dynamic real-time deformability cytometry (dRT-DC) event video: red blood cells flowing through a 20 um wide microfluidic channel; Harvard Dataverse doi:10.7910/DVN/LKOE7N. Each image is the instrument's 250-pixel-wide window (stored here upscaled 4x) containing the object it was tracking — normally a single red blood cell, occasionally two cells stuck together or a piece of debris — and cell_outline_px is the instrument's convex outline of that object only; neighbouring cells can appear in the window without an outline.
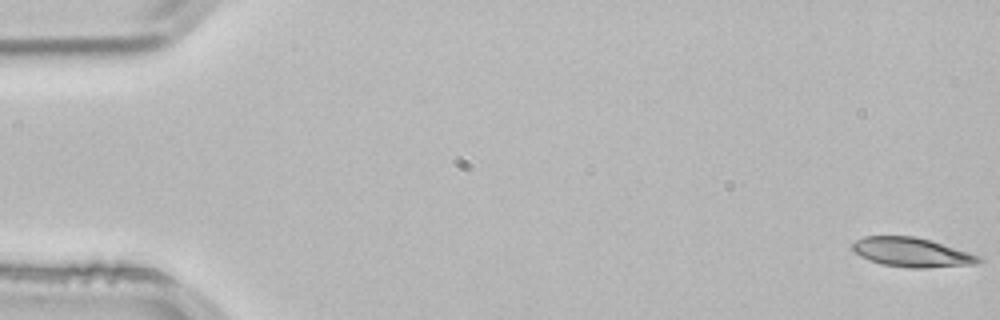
{"species": "common noctule bat (a hibernating species)", "species_latin": "Nyctalus noctula", "temperature_condition": "room temperature", "stored_images_in_passage": 53, "camera_frame_rate_fps": 3000, "um_per_image_px": 0.085, "animal": {"sex": "male", "body_mass_g": 21.5, "forearm_length_mm": 52.0}, "frame": {"image": 1, "passage_image": 1, "time_ms": 0.0, "image_size_px": [1000, 320], "cell_outline_px": [[984, 260], [976, 264], [924, 268], [908, 268], [880, 264], [868, 260], [860, 256], [852, 248], [852, 244], [856, 240], [864, 236], [916, 236], [932, 240], [980, 256]], "centroid_in_image_um": [77.51, 21.45], "position_along_channel_um": 7.5, "area_um2": 21.68}}
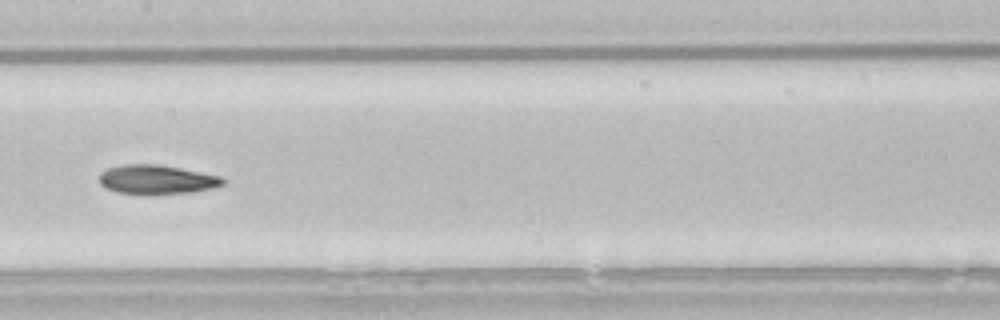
{"frame": {"image": 2, "passage_image": 27, "time_ms": 8.667, "image_size_px": [1000, 320], "cell_outline_px": [[228, 180], [224, 184], [212, 188], [192, 192], [116, 192], [100, 184], [100, 172], [108, 168], [124, 164], [156, 164], [180, 168], [220, 176]], "centroid_in_image_um": [13.35, 15.22], "position_along_channel_um": 194.1, "area_um2": 20.29}}
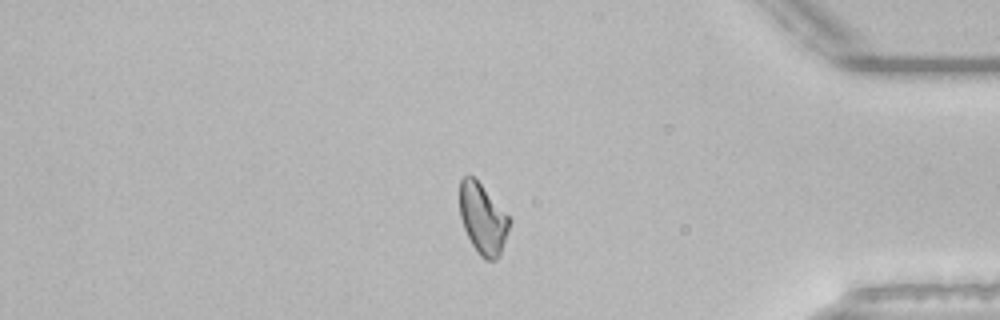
{"frame": {"image": 3, "passage_image": 45, "time_ms": 14.667, "image_size_px": [1000, 320], "cell_outline_px": [[512, 220], [500, 256], [496, 260], [484, 260], [476, 252], [464, 228], [460, 216], [460, 180], [464, 176], [472, 176], [480, 184]], "centroid_in_image_um": [41.05, 18.65], "position_along_channel_um": 394.2, "area_um2": 20.23}, "authors_computed_cell_mechanics": {"area_um2": 21.0392, "velocity_mm_per_s": 3.8299, "shape_relaxation_time_tau1_ms": 9.7547, "shape_relaxation_time_tau2_ms": 6.6357, "deformation_change_tau1": 0.1913, "deformation_change_tau2": 0.1342}}